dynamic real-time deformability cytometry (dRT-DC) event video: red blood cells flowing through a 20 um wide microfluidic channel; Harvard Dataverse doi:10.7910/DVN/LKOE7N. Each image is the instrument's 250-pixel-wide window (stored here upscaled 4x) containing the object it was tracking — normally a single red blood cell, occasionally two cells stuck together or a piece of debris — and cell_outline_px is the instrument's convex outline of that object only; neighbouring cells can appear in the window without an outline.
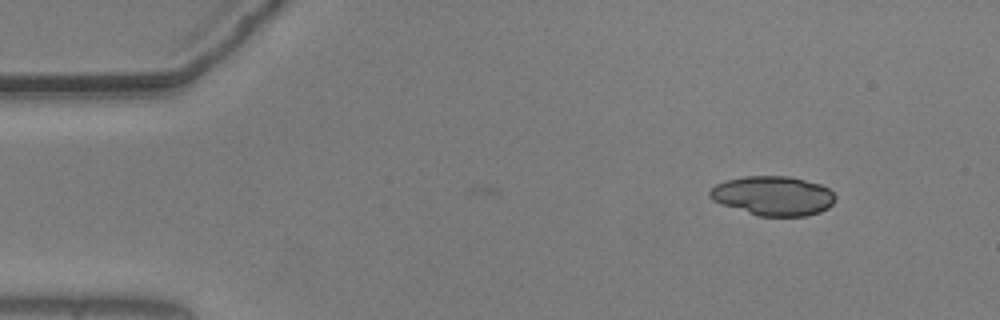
{"species": "common noctule bat (a hibernating species)", "species_latin": "Nyctalus noctula", "temperature_condition": "warm", "stored_images_in_passage": 11, "camera_frame_rate_fps": 3000, "um_per_image_px": 0.085, "animal": {"sex": "male", "body_mass_g": 20.5, "forearm_length_mm": 52.5}, "frame": {"image": 1, "passage_image": 11, "time_ms": 3.333, "image_size_px": [1000, 320], "cell_outline_px": [[836, 200], [828, 208], [820, 212], [808, 216], [756, 216], [720, 204], [712, 200], [708, 196], [708, 192], [716, 184], [724, 180], [744, 176], [788, 176], [820, 184], [828, 188], [836, 196]], "centroid_in_image_um": [65.69, 16.65], "position_along_channel_um": 19.3, "area_um2": 29.13}}